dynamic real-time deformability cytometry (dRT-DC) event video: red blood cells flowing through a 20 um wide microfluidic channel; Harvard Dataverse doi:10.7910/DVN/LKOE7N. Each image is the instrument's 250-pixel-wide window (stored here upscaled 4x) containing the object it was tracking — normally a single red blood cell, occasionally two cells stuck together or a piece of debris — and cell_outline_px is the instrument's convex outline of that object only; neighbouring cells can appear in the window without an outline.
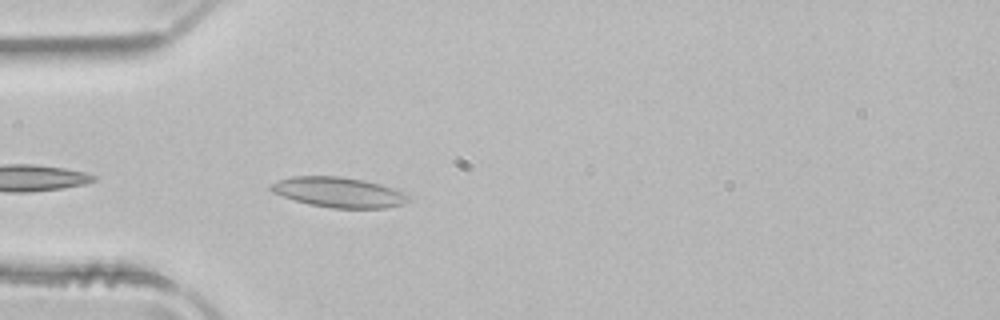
{"species": "common noctule bat (a hibernating species)", "species_latin": "Nyctalus noctula", "temperature_condition": "room temperature", "stored_images_in_passage": 8, "camera_frame_rate_fps": 3000, "um_per_image_px": 0.085, "animal": {"sex": "male", "body_mass_g": 21.5, "forearm_length_mm": 52.0}, "frame": {"image": 1, "passage_image": 2, "time_ms": 0.333, "image_size_px": [1000, 320], "cell_outline_px": [[412, 200], [404, 204], [384, 208], [332, 208], [308, 204], [272, 192], [268, 188], [268, 184], [292, 176], [340, 176], [364, 180], [380, 184], [400, 192], [408, 196]], "centroid_in_image_um": [28.76, 16.34], "position_along_channel_um": 56.2, "area_um2": 24.04}}